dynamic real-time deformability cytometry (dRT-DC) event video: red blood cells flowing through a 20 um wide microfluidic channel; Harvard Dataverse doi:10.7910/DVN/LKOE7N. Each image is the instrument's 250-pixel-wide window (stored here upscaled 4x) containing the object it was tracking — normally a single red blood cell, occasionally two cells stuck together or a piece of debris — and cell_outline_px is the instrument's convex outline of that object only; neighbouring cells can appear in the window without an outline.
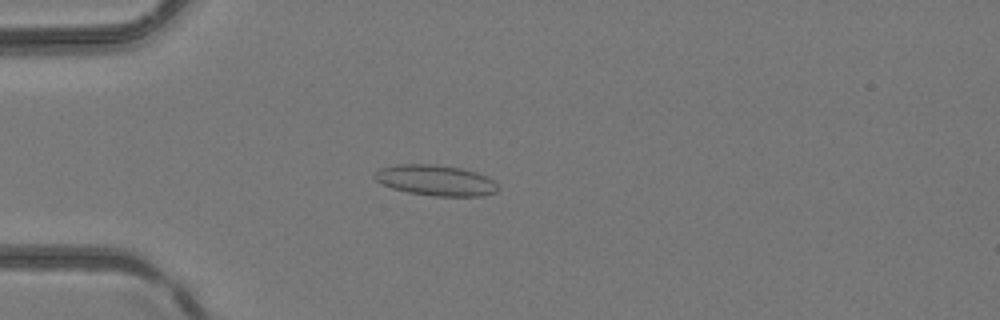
{"species": "common noctule bat (a hibernating species)", "species_latin": "Nyctalus noctula", "temperature_condition": "room temperature", "stored_images_in_passage": 50, "camera_frame_rate_fps": 3000, "um_per_image_px": 0.085, "animal": {"sex": "female", "body_mass_g": 24.6, "forearm_length_mm": 56.2}, "frame": {"image": 1, "passage_image": 15, "time_ms": 4.667, "image_size_px": [1000, 320], "cell_outline_px": [[500, 188], [496, 192], [484, 196], [432, 196], [408, 192], [392, 188], [376, 180], [372, 176], [380, 168], [396, 164], [436, 164], [460, 168], [476, 172], [492, 180]], "centroid_in_image_um": [37.03, 15.33], "position_along_channel_um": 48.0, "area_um2": 22.02}}
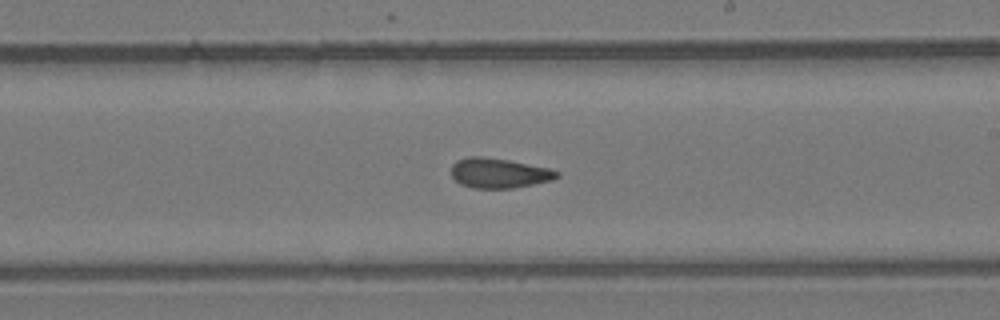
{"frame": {"image": 2, "passage_image": 30, "time_ms": 9.667, "image_size_px": [1000, 320], "cell_outline_px": [[560, 176], [552, 180], [512, 188], [472, 188], [460, 184], [452, 176], [452, 164], [456, 160], [468, 156], [480, 156], [508, 160], [548, 168], [560, 172]], "centroid_in_image_um": [42.39, 14.71], "position_along_channel_um": 246.6, "area_um2": 18.32}}
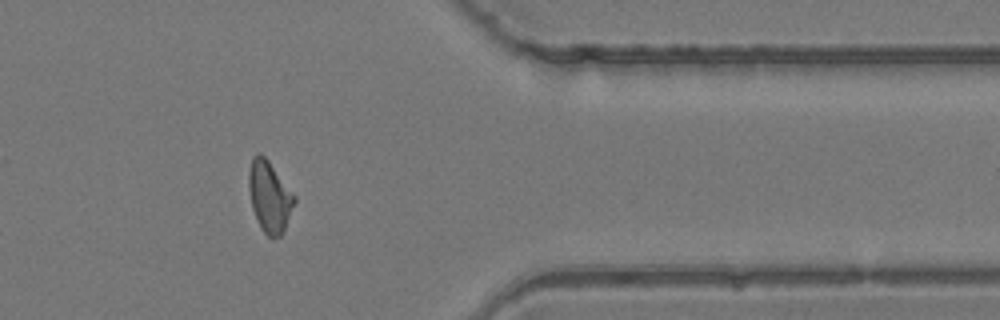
{"frame": {"image": 3, "passage_image": 41, "time_ms": 13.333, "image_size_px": [1000, 320], "cell_outline_px": [[296, 200], [284, 232], [280, 236], [268, 236], [260, 228], [252, 208], [248, 188], [248, 172], [252, 156], [256, 152], [260, 152], [268, 160], [296, 196]], "centroid_in_image_um": [22.9, 16.69], "position_along_channel_um": 388.5, "area_um2": 19.07}}